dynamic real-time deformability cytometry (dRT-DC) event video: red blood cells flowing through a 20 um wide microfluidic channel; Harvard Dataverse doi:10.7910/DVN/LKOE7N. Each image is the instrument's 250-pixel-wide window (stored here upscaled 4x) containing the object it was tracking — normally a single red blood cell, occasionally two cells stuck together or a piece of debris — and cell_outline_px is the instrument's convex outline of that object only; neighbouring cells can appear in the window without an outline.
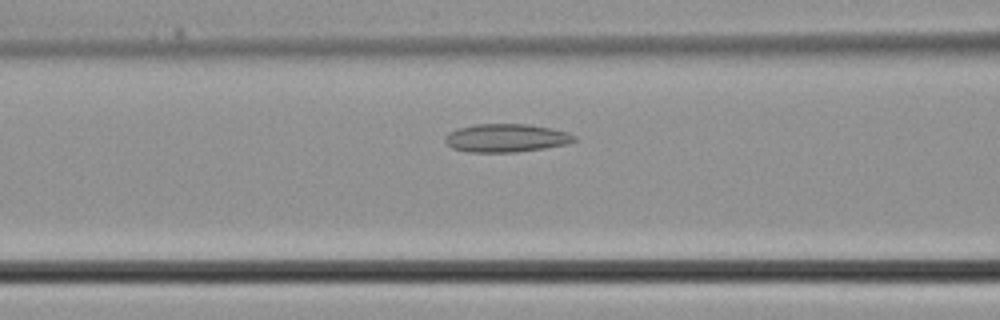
{"species": "common noctule bat (a hibernating species)", "species_latin": "Nyctalus noctula", "temperature_condition": "cold", "stored_images_in_passage": 27, "camera_frame_rate_fps": 3000, "um_per_image_px": 0.085, "animal": {"sex": "male", "body_mass_g": 21.5, "forearm_length_mm": 52.0}, "frame": {"image": 1, "passage_image": 8, "time_ms": 2.333, "image_size_px": [1000, 320], "cell_outline_px": [[580, 140], [568, 144], [544, 148], [516, 152], [468, 152], [452, 148], [444, 140], [444, 136], [448, 132], [456, 128], [476, 124], [528, 124], [552, 128], [568, 132], [576, 136]], "centroid_in_image_um": [43.05, 11.72], "position_along_channel_um": 123.6, "area_um2": 21.56}}
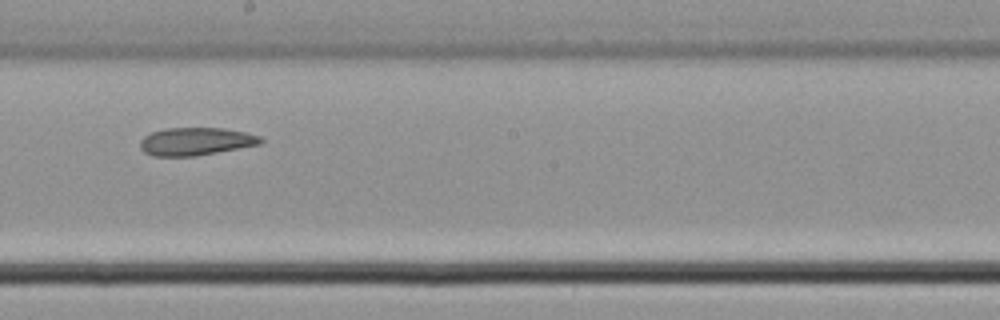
{"frame": {"image": 2, "passage_image": 14, "time_ms": 4.333, "image_size_px": [1000, 320], "cell_outline_px": [[264, 140], [260, 144], [196, 156], [152, 156], [144, 152], [140, 148], [140, 140], [144, 136], [152, 132], [164, 128], [224, 128], [244, 132], [260, 136]], "centroid_in_image_um": [16.61, 12.02], "position_along_channel_um": 231.6, "area_um2": 19.54}}
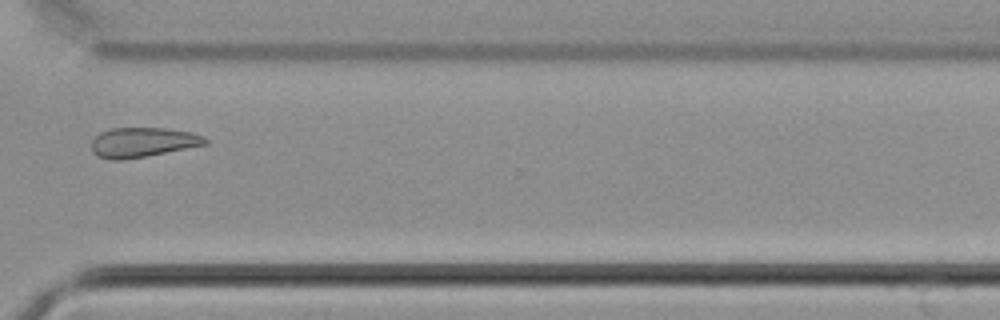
{"frame": {"image": 3, "passage_image": 21, "time_ms": 6.667, "image_size_px": [1000, 320], "cell_outline_px": [[208, 144], [124, 160], [112, 160], [96, 156], [92, 152], [92, 140], [100, 132], [112, 128], [164, 128], [188, 132], [204, 136], [208, 140]], "centroid_in_image_um": [12.1, 12.1], "position_along_channel_um": 358.5, "area_um2": 19.59}}